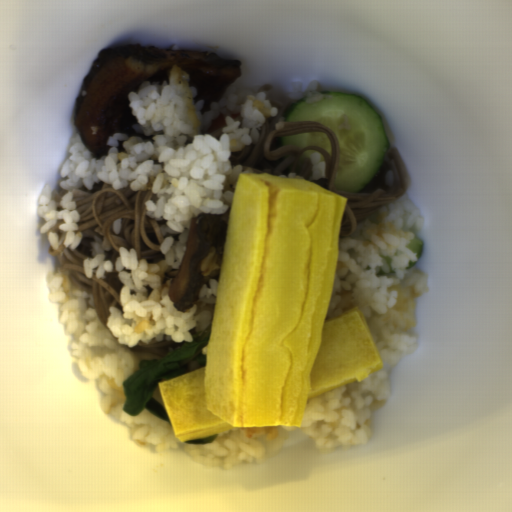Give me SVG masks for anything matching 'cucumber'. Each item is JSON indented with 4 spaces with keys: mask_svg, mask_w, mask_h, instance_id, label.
<instances>
[{
    "mask_svg": "<svg viewBox=\"0 0 512 512\" xmlns=\"http://www.w3.org/2000/svg\"><path fill=\"white\" fill-rule=\"evenodd\" d=\"M323 98L306 96L287 104L281 116L287 121H317L339 139L340 160L334 186L356 193L369 185L384 167L390 142L381 114L360 95L319 91Z\"/></svg>",
    "mask_w": 512,
    "mask_h": 512,
    "instance_id": "1",
    "label": "cucumber"
},
{
    "mask_svg": "<svg viewBox=\"0 0 512 512\" xmlns=\"http://www.w3.org/2000/svg\"><path fill=\"white\" fill-rule=\"evenodd\" d=\"M281 146H298L301 151L309 146H319L323 148L330 157L332 155L330 139L327 133L321 131L275 137V147L278 148Z\"/></svg>",
    "mask_w": 512,
    "mask_h": 512,
    "instance_id": "2",
    "label": "cucumber"
}]
</instances>
